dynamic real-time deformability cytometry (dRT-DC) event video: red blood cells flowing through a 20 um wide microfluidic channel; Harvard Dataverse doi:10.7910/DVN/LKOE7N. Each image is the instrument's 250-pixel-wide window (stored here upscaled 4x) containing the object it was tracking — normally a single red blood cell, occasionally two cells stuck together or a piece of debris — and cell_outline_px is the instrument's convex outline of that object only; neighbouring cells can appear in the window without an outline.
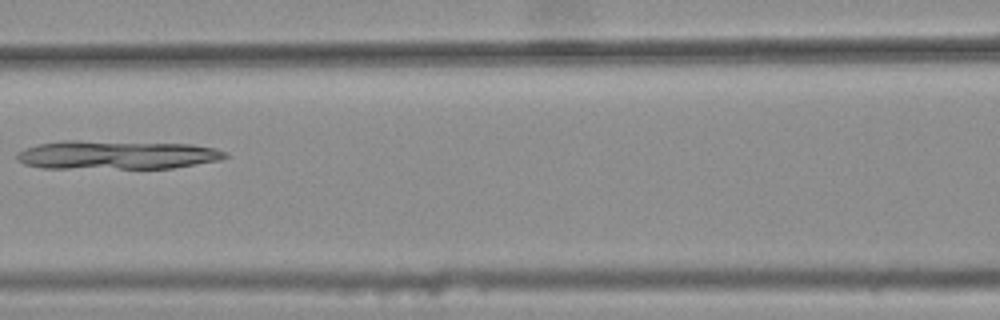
{"species": "common noctule bat (a hibernating species)", "species_latin": "Nyctalus noctula", "temperature_condition": "warm", "stored_images_in_passage": 8, "camera_frame_rate_fps": 3000, "um_per_image_px": 0.085, "animal": {"sex": "female", "body_mass_g": 25.1}, "frame": {"image": 1, "passage_image": 7, "time_ms": 2.0, "image_size_px": [1000, 320], "cell_outline_px": [[228, 156], [220, 160], [172, 168], [40, 168], [24, 164], [16, 160], [16, 152], [24, 148], [40, 144], [60, 140], [80, 140], [192, 144], [216, 148], [228, 152]], "centroid_in_image_um": [9.89, 13.16], "position_along_channel_um": 156.7, "area_um2": 35.26}}
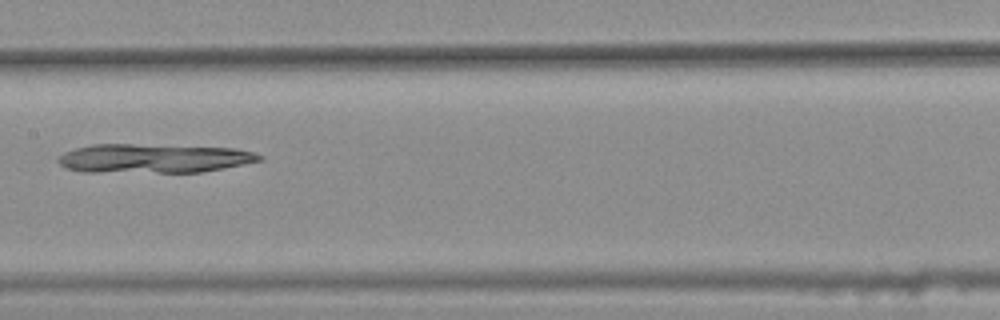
{"frame": {"image": 2, "passage_image": 8, "time_ms": 2.333, "image_size_px": [1000, 320], "cell_outline_px": [[264, 160], [204, 172], [84, 172], [64, 168], [56, 160], [64, 152], [76, 148], [92, 144], [132, 144], [236, 148], [256, 152], [264, 156]], "centroid_in_image_um": [13.09, 13.46], "position_along_channel_um": 194.3, "area_um2": 34.33}}